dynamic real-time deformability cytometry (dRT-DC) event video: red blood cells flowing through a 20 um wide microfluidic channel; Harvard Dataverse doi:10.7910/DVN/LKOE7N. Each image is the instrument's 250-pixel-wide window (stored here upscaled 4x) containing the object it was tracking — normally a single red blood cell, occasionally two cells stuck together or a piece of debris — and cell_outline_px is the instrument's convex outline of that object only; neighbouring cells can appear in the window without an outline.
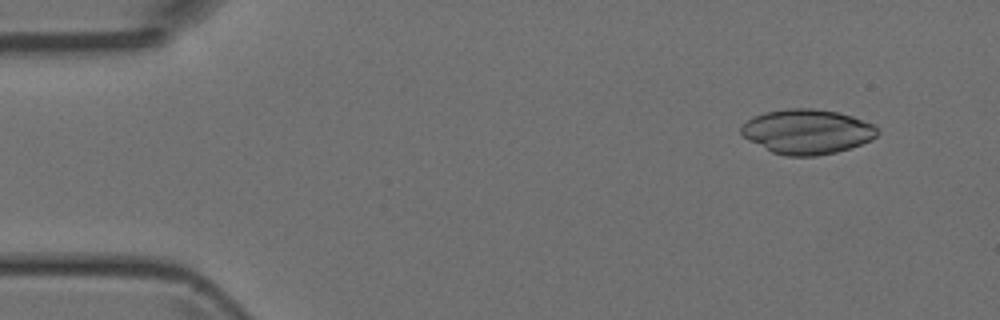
{"species": "Egyptian fruit bat (a non-hibernating species)", "species_latin": "Rousettus aegyptiacus", "temperature_condition": "room temperature", "stored_images_in_passage": 4, "segment_of_instrument_passage": [1, 2], "camera_frame_rate_fps": 3000, "um_per_image_px": 0.085, "animal": {"sex": "female"}, "frame": {"image": 1, "passage_image": 1, "time_ms": 0.0, "image_size_px": [1000, 320], "cell_outline_px": [[880, 132], [872, 140], [836, 152], [816, 156], [784, 156], [772, 152], [748, 140], [740, 132], [740, 128], [752, 116], [764, 112], [788, 108], [812, 108], [840, 112], [852, 116], [872, 124]], "centroid_in_image_um": [68.59, 11.18], "position_along_channel_um": 16.4, "area_um2": 35.55}}